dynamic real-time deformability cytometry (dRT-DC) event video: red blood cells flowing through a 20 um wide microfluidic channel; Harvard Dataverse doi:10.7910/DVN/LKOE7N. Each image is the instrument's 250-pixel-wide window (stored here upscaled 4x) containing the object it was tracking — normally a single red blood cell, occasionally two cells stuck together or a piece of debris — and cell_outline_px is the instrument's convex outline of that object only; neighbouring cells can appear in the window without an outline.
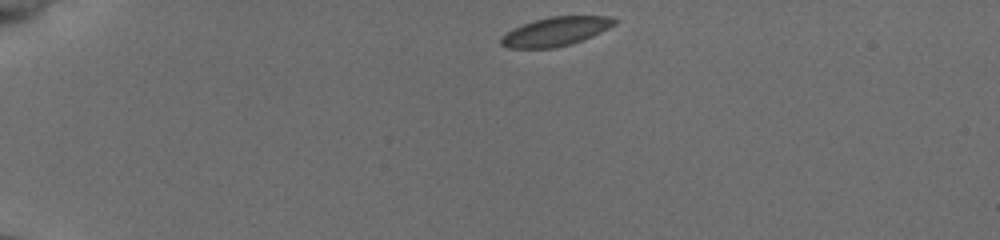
{"species": "common noctule bat (a hibernating species)", "species_latin": "Nyctalus noctula", "temperature_condition": "cold", "stored_images_in_passage": 34, "camera_frame_rate_fps": 3000, "um_per_image_px": 0.085, "animal": {"sex": "female", "body_mass_g": 19.5, "forearm_length_mm": 54.1}, "frame": {"image": 1, "passage_image": 1, "time_ms": 0.0, "image_size_px": [1000, 240], "cell_outline_px": [[620, 20], [616, 24], [584, 40], [572, 44], [556, 48], [508, 48], [500, 44], [500, 36], [512, 28], [532, 20], [548, 16], [608, 16]], "centroid_in_image_um": [47.21, 2.67], "position_along_channel_um": 37.8, "area_um2": 19.48}}
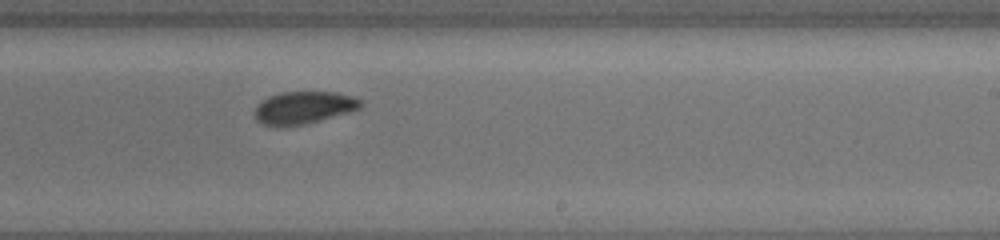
{"frame": {"image": 2, "passage_image": 15, "time_ms": 7.667, "image_size_px": [1000, 240], "cell_outline_px": [[364, 104], [360, 108], [348, 112], [320, 120], [304, 124], [276, 128], [264, 124], [256, 120], [256, 104], [268, 96], [280, 92], [336, 92], [356, 96], [364, 100]], "centroid_in_image_um": [25.83, 9.14], "position_along_channel_um": 263.2, "area_um2": 20.35}}
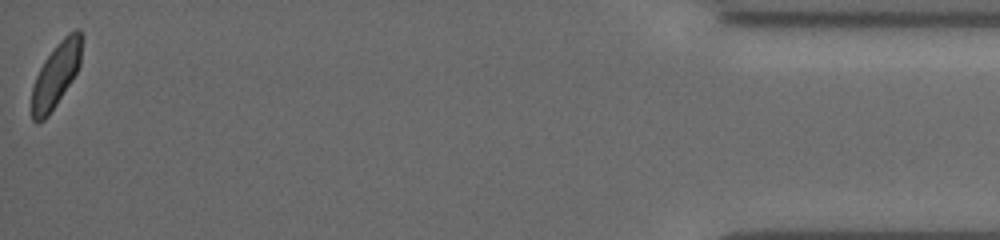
{"frame": {"image": 3, "passage_image": 34, "time_ms": 14.0, "image_size_px": [1000, 240], "cell_outline_px": [[84, 36], [80, 64], [72, 80], [48, 116], [44, 120], [36, 124], [32, 120], [32, 88], [36, 76], [44, 60], [56, 44], [68, 32], [76, 28], [80, 28]], "centroid_in_image_um": [4.79, 6.31], "position_along_channel_um": 430.4, "area_um2": 19.02}, "authors_computed_cell_mechanics": {"area_um2": 19.8832, "velocity_mm_per_s": 3.827, "shape_relaxation_time_tau1_ms": 8.7226, "shape_relaxation_time_tau2_ms": null, "deformation_change_tau1": 0.088, "deformation_change_tau2": null}}